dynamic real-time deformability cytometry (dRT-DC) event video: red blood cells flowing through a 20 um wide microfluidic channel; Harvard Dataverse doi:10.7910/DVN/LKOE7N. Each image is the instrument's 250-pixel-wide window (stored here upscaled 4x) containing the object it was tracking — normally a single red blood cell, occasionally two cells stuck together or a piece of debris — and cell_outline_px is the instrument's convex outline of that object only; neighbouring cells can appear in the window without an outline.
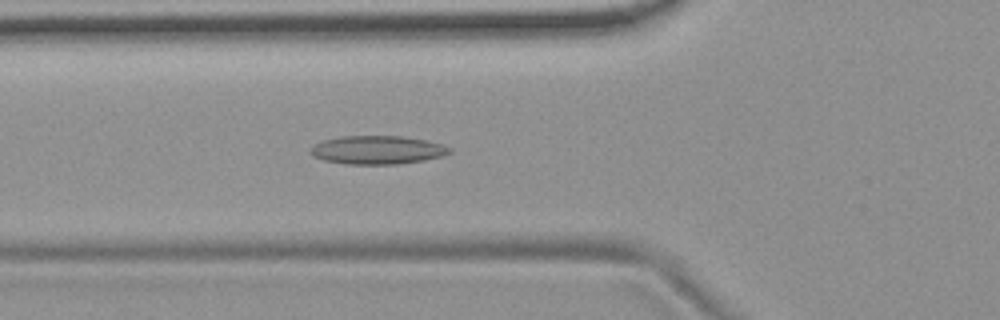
{"species": "common noctule bat (a hibernating species)", "species_latin": "Nyctalus noctula", "temperature_condition": "room temperature", "stored_images_in_passage": 34, "camera_frame_rate_fps": 3000, "um_per_image_px": 0.085, "animal": {"sex": "female", "body_mass_g": 19.9}, "frame": {"image": 1, "passage_image": 3, "time_ms": 0.667, "image_size_px": [1000, 320], "cell_outline_px": [[452, 152], [444, 156], [424, 160], [400, 164], [348, 164], [324, 160], [312, 156], [308, 152], [312, 144], [324, 140], [340, 136], [400, 136], [424, 140], [440, 144], [452, 148]], "centroid_in_image_um": [32.05, 12.75], "position_along_channel_um": 93.8, "area_um2": 23.18}}
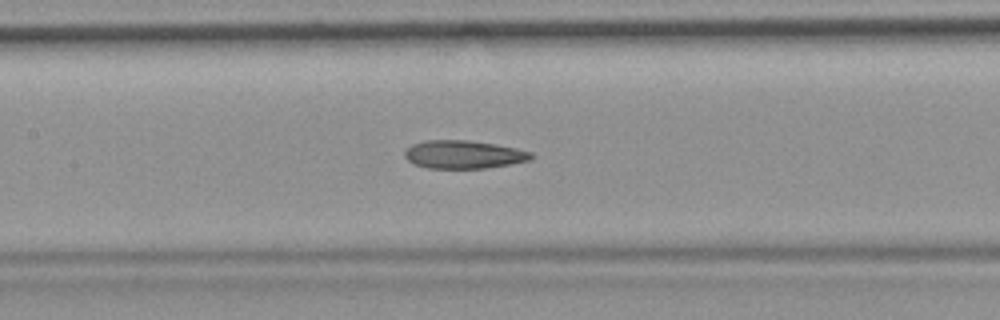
{"frame": {"image": 2, "passage_image": 9, "time_ms": 2.667, "image_size_px": [1000, 320], "cell_outline_px": [[536, 156], [532, 160], [484, 168], [428, 168], [416, 164], [408, 160], [404, 156], [404, 152], [412, 144], [424, 140], [468, 140], [496, 144], [516, 148], [532, 152]], "centroid_in_image_um": [39.44, 13.12], "position_along_channel_um": 168.0, "area_um2": 20.75}}
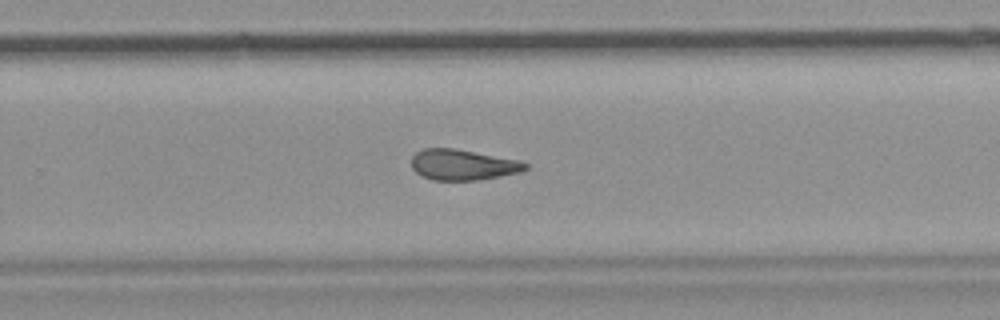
{"frame": {"image": 3, "passage_image": 19, "time_ms": 6.0, "image_size_px": [1000, 320], "cell_outline_px": [[528, 168], [520, 172], [500, 176], [476, 180], [432, 180], [416, 172], [412, 168], [412, 156], [416, 152], [424, 148], [452, 148], [516, 160], [528, 164]], "centroid_in_image_um": [39.3, 14.01], "position_along_channel_um": 290.5, "area_um2": 20.0}, "authors_computed_cell_mechanics": {"area_um2": 20.9525, "velocity_mm_per_s": 3.6971, "shape_relaxation_time_tau1_ms": null, "shape_relaxation_time_tau2_ms": 3.5775, "deformation_change_tau1": null, "deformation_change_tau2": 0.1178}}